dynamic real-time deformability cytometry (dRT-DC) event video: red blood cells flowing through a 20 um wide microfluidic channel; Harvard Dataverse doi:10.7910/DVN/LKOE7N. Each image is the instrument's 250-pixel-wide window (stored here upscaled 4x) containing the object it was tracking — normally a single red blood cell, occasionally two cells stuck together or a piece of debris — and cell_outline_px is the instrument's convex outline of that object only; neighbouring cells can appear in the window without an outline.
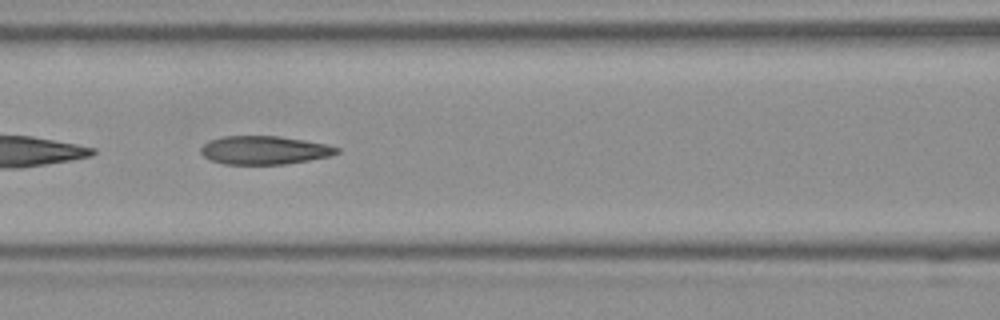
{"species": "Egyptian fruit bat (a non-hibernating species)", "species_latin": "Rousettus aegyptiacus", "temperature_condition": "room temperature", "stored_images_in_passage": 52, "camera_frame_rate_fps": 3000, "um_per_image_px": 0.085, "frame": {"image": 1, "passage_image": 23, "time_ms": 7.333, "image_size_px": [1000, 320], "cell_outline_px": [[340, 152], [332, 156], [284, 164], [224, 164], [212, 160], [204, 156], [200, 152], [200, 148], [208, 140], [224, 136], [280, 136], [304, 140], [324, 144], [340, 148]], "centroid_in_image_um": [22.47, 12.76], "position_along_channel_um": 144.1, "area_um2": 22.48}}
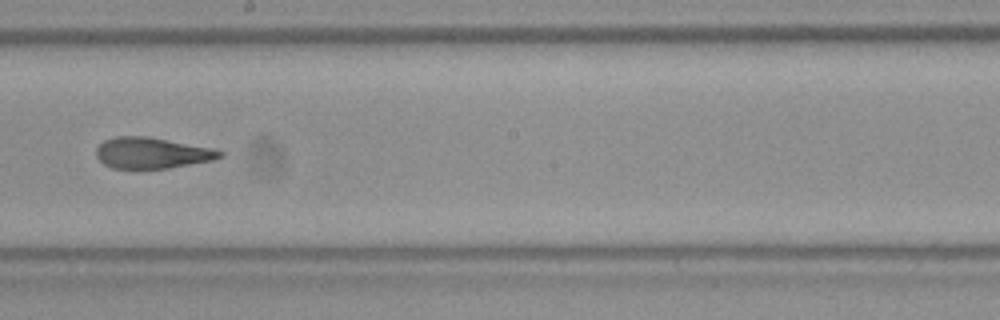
{"frame": {"image": 2, "passage_image": 30, "time_ms": 9.667, "image_size_px": [1000, 320], "cell_outline_px": [[224, 156], [212, 160], [168, 168], [112, 168], [104, 164], [96, 156], [96, 148], [104, 140], [116, 136], [148, 136], [216, 148], [224, 152]], "centroid_in_image_um": [12.94, 12.98], "position_along_channel_um": 235.3, "area_um2": 22.48}}
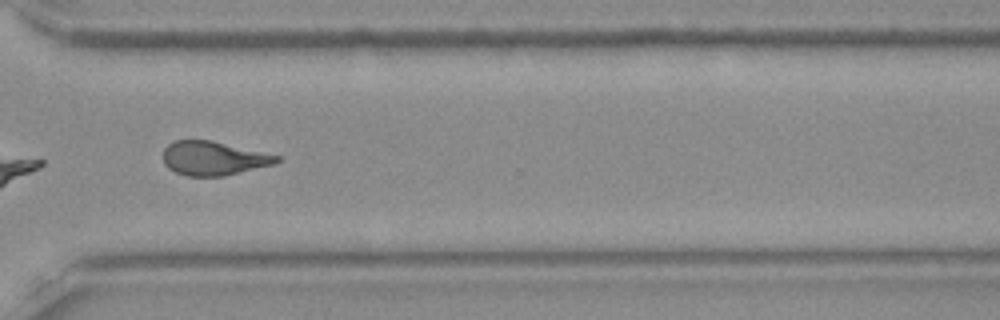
{"frame": {"image": 3, "passage_image": 39, "time_ms": 12.667, "image_size_px": [1000, 320], "cell_outline_px": [[280, 160], [272, 164], [224, 176], [188, 176], [176, 172], [168, 168], [164, 164], [164, 148], [168, 144], [176, 140], [212, 140], [280, 156]], "centroid_in_image_um": [18.12, 13.45], "position_along_channel_um": 352.5, "area_um2": 22.25}, "authors_computed_cell_mechanics": {"area_um2": 23.3801, "velocity_mm_per_s": 3.9171, "shape_relaxation_time_tau1_ms": 8.8687, "shape_relaxation_time_tau2_ms": 2.1046, "deformation_change_tau1": 0.2541, "deformation_change_tau2": 0.0976}}